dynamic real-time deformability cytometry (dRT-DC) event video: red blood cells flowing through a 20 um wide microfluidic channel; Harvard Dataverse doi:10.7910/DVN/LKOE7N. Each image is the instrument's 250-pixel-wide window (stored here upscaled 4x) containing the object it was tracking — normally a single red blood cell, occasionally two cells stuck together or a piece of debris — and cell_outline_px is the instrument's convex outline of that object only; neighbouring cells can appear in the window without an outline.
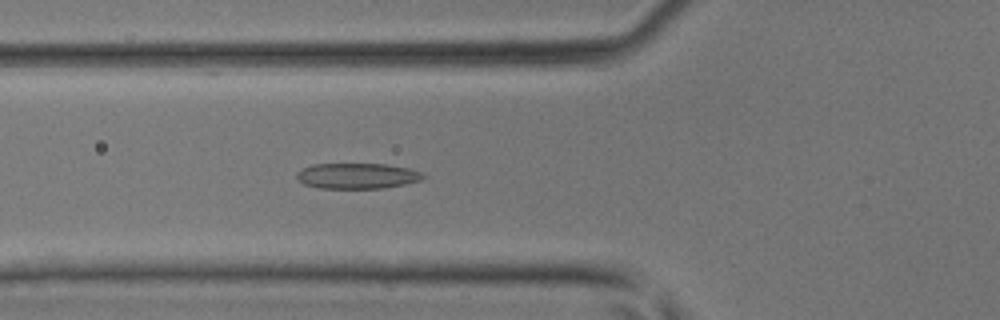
{"species": "common noctule bat (a hibernating species)", "species_latin": "Nyctalus noctula", "temperature_condition": "room temperature", "stored_images_in_passage": 45, "camera_frame_rate_fps": 3000, "um_per_image_px": 0.085, "animal": {"sex": "male", "body_mass_g": 17.9, "forearm_length_mm": 54.2}, "frame": {"image": 1, "passage_image": 17, "time_ms": 5.333, "image_size_px": [1000, 320], "cell_outline_px": [[428, 176], [420, 180], [404, 184], [384, 188], [320, 188], [304, 184], [296, 180], [296, 172], [312, 164], [384, 164], [408, 168], [420, 172]], "centroid_in_image_um": [30.34, 14.95], "position_along_channel_um": 95.5, "area_um2": 18.84}}
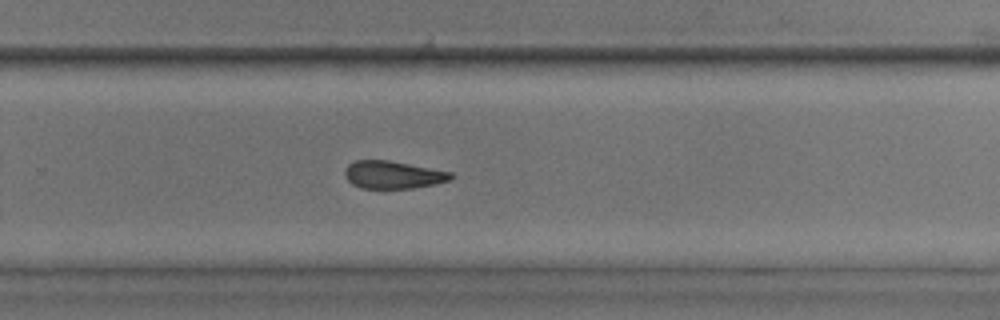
{"frame": {"image": 2, "passage_image": 30, "time_ms": 9.667, "image_size_px": [1000, 320], "cell_outline_px": [[456, 176], [452, 180], [436, 184], [412, 188], [360, 188], [352, 184], [344, 176], [344, 172], [348, 164], [356, 160], [388, 160], [452, 172]], "centroid_in_image_um": [33.43, 14.86], "position_along_channel_um": 296.4, "area_um2": 17.22}}
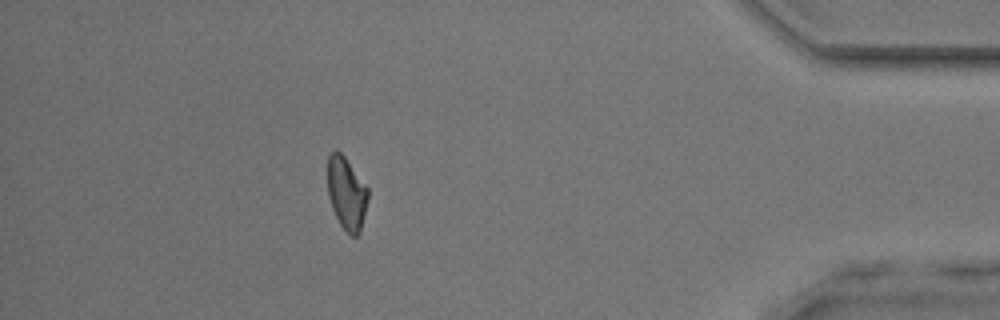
{"frame": {"image": 3, "passage_image": 40, "time_ms": 13.0, "image_size_px": [1000, 320], "cell_outline_px": [[368, 200], [360, 232], [356, 236], [352, 236], [340, 224], [332, 208], [328, 196], [328, 156], [336, 148], [344, 156], [368, 188]], "centroid_in_image_um": [29.46, 16.42], "position_along_channel_um": 405.7, "area_um2": 16.94}}